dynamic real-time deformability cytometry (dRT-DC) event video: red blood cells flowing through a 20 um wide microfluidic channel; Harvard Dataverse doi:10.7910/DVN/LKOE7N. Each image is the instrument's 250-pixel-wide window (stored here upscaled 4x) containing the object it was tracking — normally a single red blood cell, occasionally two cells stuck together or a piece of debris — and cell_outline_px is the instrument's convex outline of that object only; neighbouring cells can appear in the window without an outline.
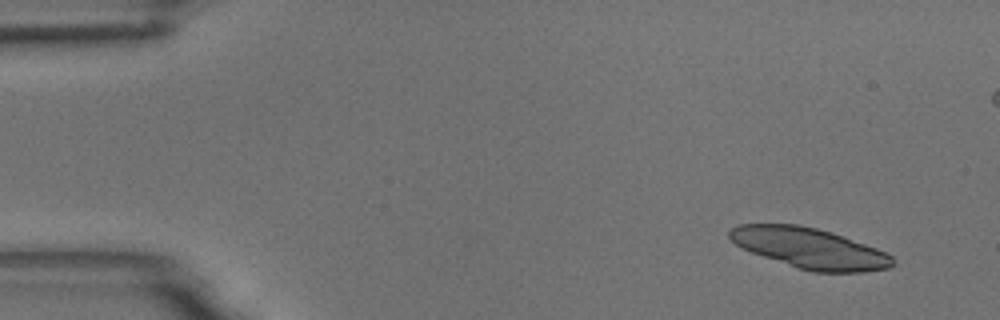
{"species": "common noctule bat (a hibernating species)", "species_latin": "Nyctalus noctula", "temperature_condition": "room temperature", "stored_images_in_passage": 2, "camera_frame_rate_fps": 3000, "um_per_image_px": 0.085, "animal": {"sex": "male", "body_mass_g": 18.8}, "frame": {"image": 1, "passage_image": 2, "time_ms": 0.333, "image_size_px": [1000, 320], "cell_outline_px": [[880, 252], [876, 268], [808, 268], [792, 228], [808, 228], [824, 232], [836, 236]], "centroid_in_image_um": [70.84, 21.34], "position_along_channel_um": 14.2, "area_um2": 17.05}}